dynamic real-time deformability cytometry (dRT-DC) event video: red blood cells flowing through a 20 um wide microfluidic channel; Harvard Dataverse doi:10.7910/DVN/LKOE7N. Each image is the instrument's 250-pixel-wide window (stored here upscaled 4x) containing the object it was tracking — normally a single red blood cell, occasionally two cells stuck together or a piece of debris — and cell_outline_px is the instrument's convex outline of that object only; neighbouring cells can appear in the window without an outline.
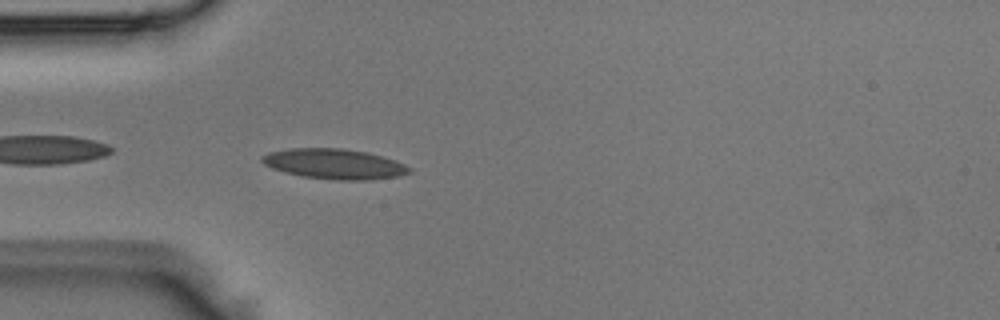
{"species": "Egyptian fruit bat (a non-hibernating species)", "species_latin": "Rousettus aegyptiacus", "temperature_condition": "room temperature", "stored_images_in_passage": 3, "camera_frame_rate_fps": 3000, "um_per_image_px": 0.085, "animal": {"sex": "male"}, "frame": {"image": 1, "passage_image": 3, "time_ms": 0.667, "image_size_px": [1000, 320], "cell_outline_px": [[412, 172], [396, 176], [368, 180], [336, 180], [300, 176], [284, 172], [272, 168], [264, 164], [260, 160], [260, 156], [268, 152], [288, 148], [340, 148], [368, 152], [396, 160], [412, 168]], "centroid_in_image_um": [28.39, 13.93], "position_along_channel_um": 56.6, "area_um2": 26.13}}